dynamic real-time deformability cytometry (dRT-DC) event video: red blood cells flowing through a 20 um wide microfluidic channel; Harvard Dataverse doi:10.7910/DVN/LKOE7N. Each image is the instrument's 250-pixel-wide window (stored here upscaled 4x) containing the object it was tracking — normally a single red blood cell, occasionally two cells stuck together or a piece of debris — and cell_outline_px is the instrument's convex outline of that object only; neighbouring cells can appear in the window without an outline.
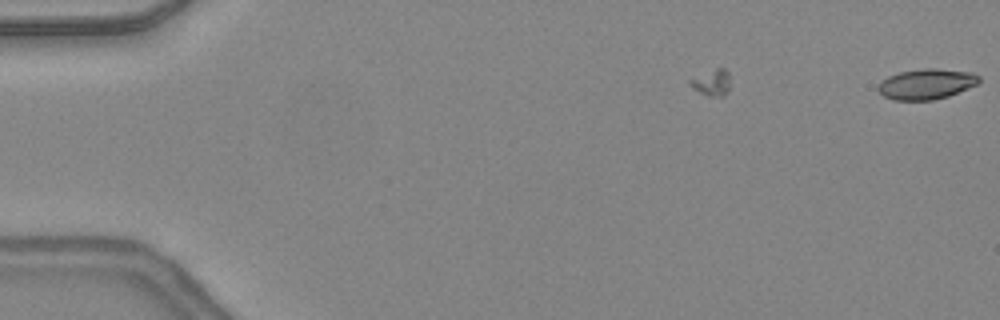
{"species": "common noctule bat (a hibernating species)", "species_latin": "Nyctalus noctula", "temperature_condition": "warm", "stored_images_in_passage": 3, "camera_frame_rate_fps": 3000, "um_per_image_px": 0.085, "animal": {"sex": "female", "body_mass_g": 24.6, "forearm_length_mm": 56.2}, "frame": {"image": 1, "passage_image": 3, "time_ms": 0.667, "image_size_px": [1000, 320], "cell_outline_px": [[980, 80], [976, 84], [968, 88], [948, 96], [932, 100], [892, 100], [884, 96], [876, 88], [888, 76], [900, 72], [924, 68], [932, 68], [972, 72], [980, 76]], "centroid_in_image_um": [78.75, 7.14], "position_along_channel_um": 6.3, "area_um2": 17.74}}